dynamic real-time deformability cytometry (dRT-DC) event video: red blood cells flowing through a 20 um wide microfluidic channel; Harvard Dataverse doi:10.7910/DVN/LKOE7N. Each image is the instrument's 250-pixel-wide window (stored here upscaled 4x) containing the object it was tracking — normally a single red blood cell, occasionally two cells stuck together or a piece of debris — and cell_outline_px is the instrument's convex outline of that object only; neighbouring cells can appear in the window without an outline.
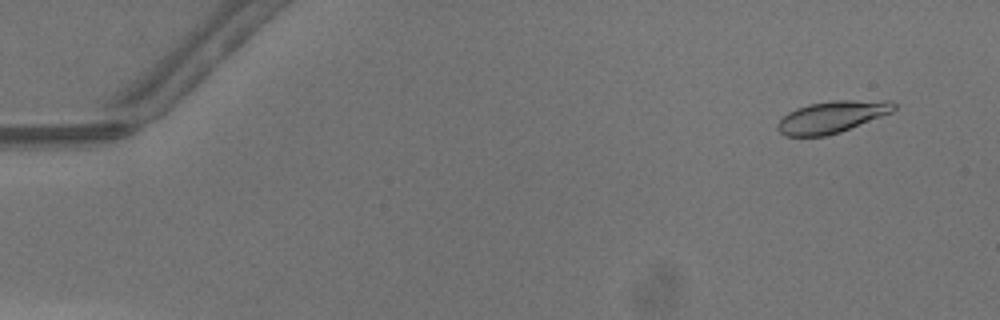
{"species": "common noctule bat (a hibernating species)", "species_latin": "Nyctalus noctula", "temperature_condition": "warm", "stored_images_in_passage": 49, "camera_frame_rate_fps": 3000, "um_per_image_px": 0.085, "animal": {"sex": "male", "body_mass_g": 13.3}, "frame": {"image": 1, "passage_image": 4, "time_ms": 1.0, "image_size_px": [1000, 320], "cell_outline_px": [[896, 108], [892, 112], [840, 132], [824, 136], [784, 136], [776, 128], [776, 124], [788, 112], [796, 108], [808, 104], [832, 100], [892, 100], [896, 104]], "centroid_in_image_um": [70.72, 9.92], "position_along_channel_um": 14.3, "area_um2": 21.68}}
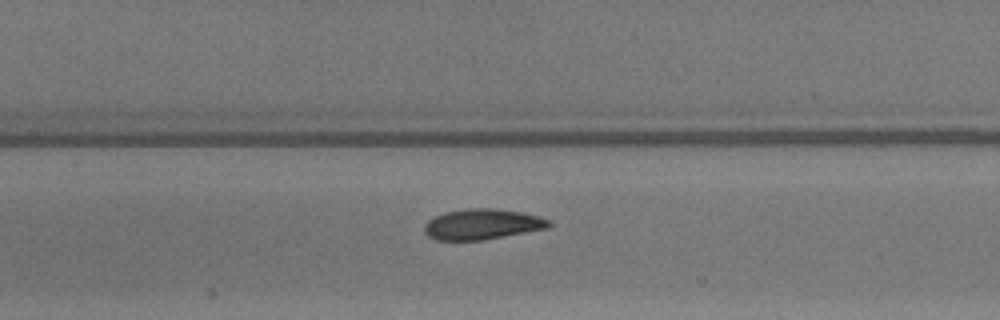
{"frame": {"image": 2, "passage_image": 24, "time_ms": 7.667, "image_size_px": [1000, 320], "cell_outline_px": [[552, 224], [548, 228], [484, 240], [436, 240], [428, 236], [424, 232], [424, 224], [428, 220], [444, 212], [468, 208], [496, 208], [520, 212], [540, 216], [552, 220]], "centroid_in_image_um": [41.01, 19.06], "position_along_channel_um": 166.4, "area_um2": 22.37}}
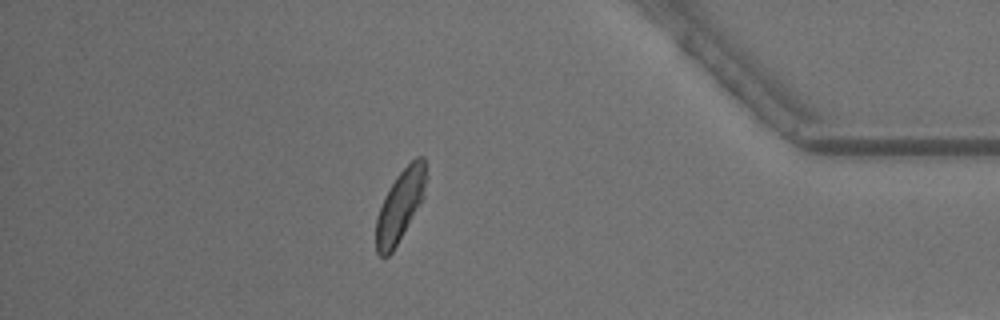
{"frame": {"image": 3, "passage_image": 43, "time_ms": 14.0, "image_size_px": [1000, 320], "cell_outline_px": [[428, 176], [424, 196], [392, 252], [388, 256], [380, 256], [376, 252], [376, 216], [384, 196], [396, 176], [416, 156], [424, 156]], "centroid_in_image_um": [34.02, 17.42], "position_along_channel_um": 401.2, "area_um2": 20.81}, "authors_computed_cell_mechanics": {"area_um2": 22.0796, "velocity_mm_per_s": 4.2986, "shape_relaxation_time_tau1_ms": 2.1666, "shape_relaxation_time_tau2_ms": 1.1923, "deformation_change_tau1": 0.1157, "deformation_change_tau2": 0.0681}}